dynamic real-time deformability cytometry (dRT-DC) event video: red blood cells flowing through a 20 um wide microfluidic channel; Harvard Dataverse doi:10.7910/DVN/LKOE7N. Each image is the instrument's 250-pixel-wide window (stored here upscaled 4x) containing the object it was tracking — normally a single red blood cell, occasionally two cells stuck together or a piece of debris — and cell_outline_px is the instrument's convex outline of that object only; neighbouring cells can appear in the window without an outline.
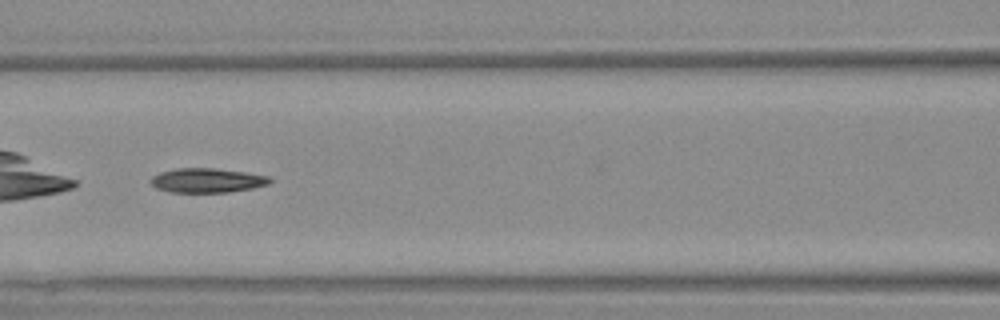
{"species": "Egyptian fruit bat (a non-hibernating species)", "species_latin": "Rousettus aegyptiacus", "temperature_condition": "warm", "stored_images_in_passage": 34, "camera_frame_rate_fps": 3000, "um_per_image_px": 0.085, "animal": {"sex": "female"}, "frame": {"image": 1, "passage_image": 6, "time_ms": 1.667, "image_size_px": [1000, 320], "cell_outline_px": [[272, 180], [268, 184], [252, 188], [228, 192], [168, 192], [156, 188], [152, 184], [152, 176], [176, 168], [212, 168], [244, 172], [268, 176]], "centroid_in_image_um": [17.61, 15.34], "position_along_channel_um": 149.0, "area_um2": 16.65}}
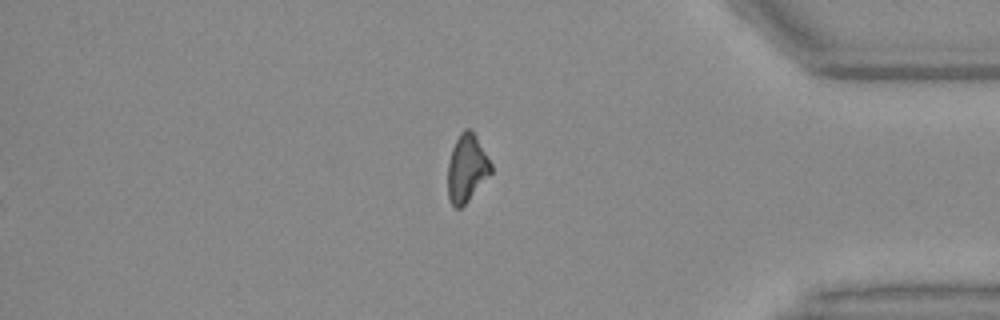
{"frame": {"image": 2, "passage_image": 34, "time_ms": 11.0, "image_size_px": [1000, 320], "cell_outline_px": [[492, 172], [468, 200], [460, 208], [456, 208], [452, 204], [448, 196], [448, 164], [452, 148], [460, 132], [464, 128], [468, 128], [476, 136], [492, 164]], "centroid_in_image_um": [39.67, 14.28], "position_along_channel_um": 395.5, "area_um2": 16.76}}